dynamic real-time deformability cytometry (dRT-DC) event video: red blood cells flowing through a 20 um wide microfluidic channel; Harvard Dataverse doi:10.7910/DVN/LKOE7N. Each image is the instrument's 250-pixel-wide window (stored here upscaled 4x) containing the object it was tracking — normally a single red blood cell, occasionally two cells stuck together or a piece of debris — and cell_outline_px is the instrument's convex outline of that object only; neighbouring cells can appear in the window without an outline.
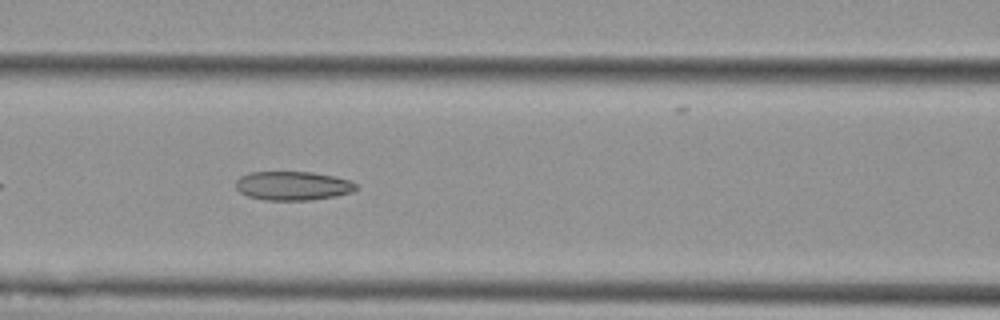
{"species": "Egyptian fruit bat (a non-hibernating species)", "species_latin": "Rousettus aegyptiacus", "temperature_condition": "cold", "stored_images_in_passage": 38, "camera_frame_rate_fps": 3000, "um_per_image_px": 0.085, "animal": {"sex": "female"}, "frame": {"image": 1, "passage_image": 9, "time_ms": 2.667, "image_size_px": [1000, 320], "cell_outline_px": [[356, 188], [352, 192], [336, 196], [312, 200], [264, 200], [248, 196], [240, 192], [236, 188], [236, 180], [240, 176], [248, 172], [312, 172], [336, 176], [352, 180], [356, 184]], "centroid_in_image_um": [24.9, 15.79], "position_along_channel_um": 141.7, "area_um2": 20.46}}
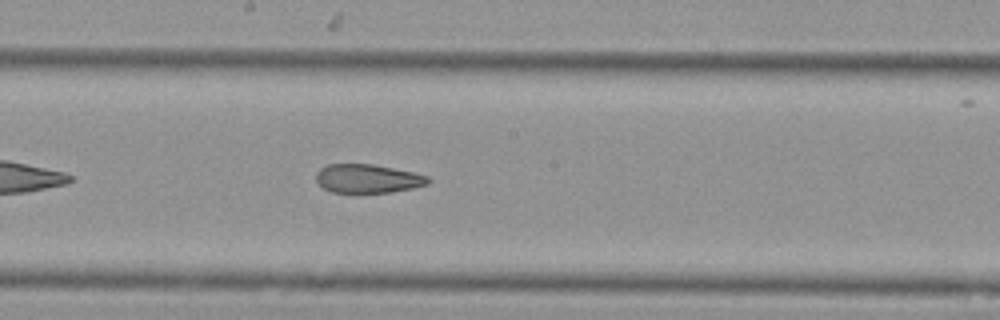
{"frame": {"image": 2, "passage_image": 15, "time_ms": 4.667, "image_size_px": [1000, 320], "cell_outline_px": [[432, 180], [428, 184], [412, 188], [388, 192], [356, 196], [332, 192], [324, 188], [316, 180], [316, 172], [320, 168], [328, 164], [372, 164], [412, 172], [428, 176]], "centroid_in_image_um": [31.22, 15.22], "position_along_channel_um": 217.0, "area_um2": 19.36}}
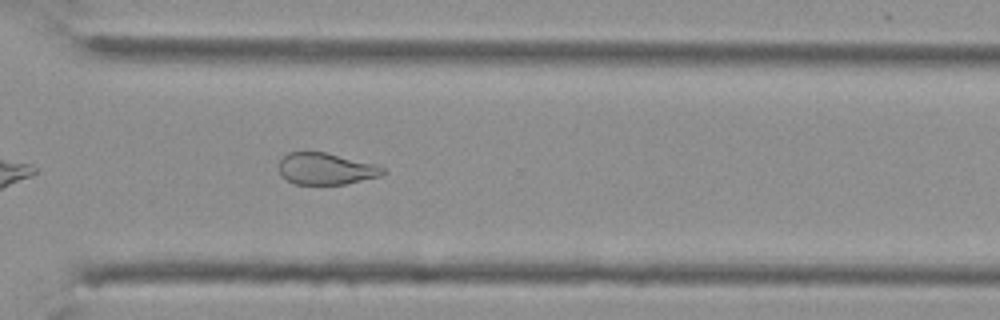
{"frame": {"image": 3, "passage_image": 25, "time_ms": 8.0, "image_size_px": [1000, 320], "cell_outline_px": [[384, 172], [380, 176], [344, 184], [292, 184], [280, 176], [280, 160], [288, 152], [324, 152], [376, 164], [384, 168]], "centroid_in_image_um": [27.67, 14.35], "position_along_channel_um": 342.9, "area_um2": 19.07}, "authors_computed_cell_mechanics": {"area_um2": 20.8947, "velocity_mm_per_s": 3.7847, "shape_relaxation_time_tau1_ms": null, "shape_relaxation_time_tau2_ms": 4.6856, "deformation_change_tau1": null, "deformation_change_tau2": 0.1077}}